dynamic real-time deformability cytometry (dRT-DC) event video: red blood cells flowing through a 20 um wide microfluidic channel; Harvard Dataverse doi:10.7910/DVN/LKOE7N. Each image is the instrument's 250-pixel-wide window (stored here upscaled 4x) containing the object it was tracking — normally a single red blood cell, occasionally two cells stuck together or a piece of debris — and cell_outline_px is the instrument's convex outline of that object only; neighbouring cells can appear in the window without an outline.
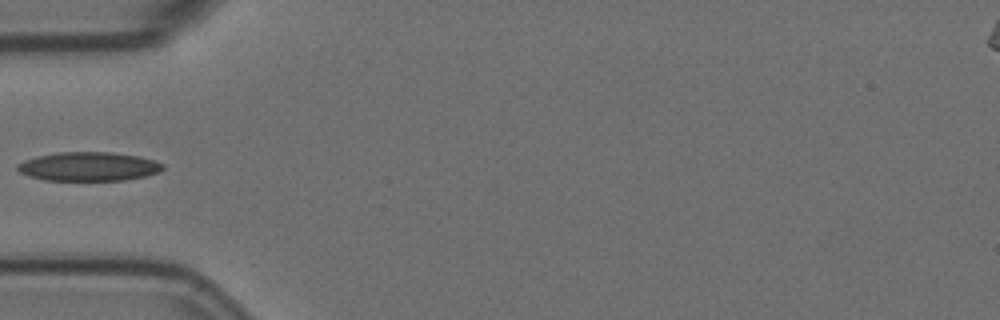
{"species": "Egyptian fruit bat (a non-hibernating species)", "species_latin": "Rousettus aegyptiacus", "temperature_condition": "room temperature", "stored_images_in_passage": 3, "camera_frame_rate_fps": 3000, "um_per_image_px": 0.085, "animal": {"sex": "female"}, "frame": {"image": 1, "passage_image": 3, "time_ms": 0.667, "image_size_px": [1000, 320], "cell_outline_px": [[164, 168], [160, 172], [144, 176], [124, 180], [44, 180], [28, 176], [20, 172], [16, 168], [16, 164], [24, 160], [36, 156], [60, 152], [108, 152], [140, 156], [164, 164]], "centroid_in_image_um": [7.51, 14.15], "position_along_channel_um": 77.5, "area_um2": 24.51}}